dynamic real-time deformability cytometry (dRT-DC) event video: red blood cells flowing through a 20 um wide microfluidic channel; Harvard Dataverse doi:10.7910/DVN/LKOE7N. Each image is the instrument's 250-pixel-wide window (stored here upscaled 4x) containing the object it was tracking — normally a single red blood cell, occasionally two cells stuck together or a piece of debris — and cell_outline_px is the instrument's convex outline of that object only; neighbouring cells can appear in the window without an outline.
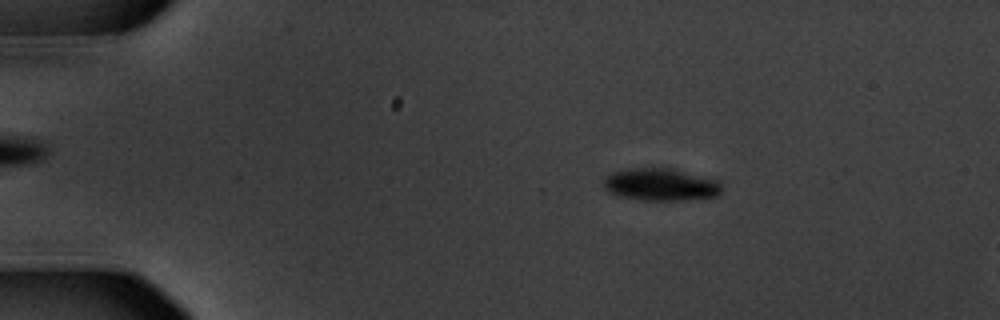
{"species": "common noctule bat (a hibernating species)", "species_latin": "Nyctalus noctula", "temperature_condition": "warm", "stored_images_in_passage": 13, "camera_frame_rate_fps": 3000, "um_per_image_px": 0.085, "animal": {"sex": "male", "body_mass_g": 20.1, "forearm_length_mm": 53.5}, "frame": {"image": 1, "passage_image": 6, "time_ms": 1.667, "image_size_px": [1000, 320], "cell_outline_px": [[720, 196], [684, 200], [644, 200], [620, 196], [608, 192], [604, 188], [604, 176], [612, 172], [628, 168], [672, 168], [720, 180]], "centroid_in_image_um": [56.16, 15.68], "position_along_channel_um": 28.8, "area_um2": 22.48}}